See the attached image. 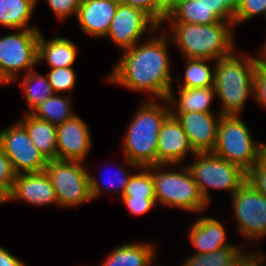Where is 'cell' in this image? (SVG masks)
I'll return each mask as SVG.
<instances>
[{
    "instance_id": "36",
    "label": "cell",
    "mask_w": 266,
    "mask_h": 266,
    "mask_svg": "<svg viewBox=\"0 0 266 266\" xmlns=\"http://www.w3.org/2000/svg\"><path fill=\"white\" fill-rule=\"evenodd\" d=\"M128 211L133 215H141L154 208L156 198L121 197Z\"/></svg>"
},
{
    "instance_id": "42",
    "label": "cell",
    "mask_w": 266,
    "mask_h": 266,
    "mask_svg": "<svg viewBox=\"0 0 266 266\" xmlns=\"http://www.w3.org/2000/svg\"><path fill=\"white\" fill-rule=\"evenodd\" d=\"M243 249L225 266H245L255 255L256 252H250L248 254H242Z\"/></svg>"
},
{
    "instance_id": "43",
    "label": "cell",
    "mask_w": 266,
    "mask_h": 266,
    "mask_svg": "<svg viewBox=\"0 0 266 266\" xmlns=\"http://www.w3.org/2000/svg\"><path fill=\"white\" fill-rule=\"evenodd\" d=\"M262 254H258L256 252V255L245 265V266H266V265H260L265 261V257Z\"/></svg>"
},
{
    "instance_id": "6",
    "label": "cell",
    "mask_w": 266,
    "mask_h": 266,
    "mask_svg": "<svg viewBox=\"0 0 266 266\" xmlns=\"http://www.w3.org/2000/svg\"><path fill=\"white\" fill-rule=\"evenodd\" d=\"M265 149L266 143L253 141L248 127L239 115L221 116L213 154L248 172Z\"/></svg>"
},
{
    "instance_id": "28",
    "label": "cell",
    "mask_w": 266,
    "mask_h": 266,
    "mask_svg": "<svg viewBox=\"0 0 266 266\" xmlns=\"http://www.w3.org/2000/svg\"><path fill=\"white\" fill-rule=\"evenodd\" d=\"M139 173H134L129 178L128 184L122 197L155 198L154 180L151 166L140 167Z\"/></svg>"
},
{
    "instance_id": "22",
    "label": "cell",
    "mask_w": 266,
    "mask_h": 266,
    "mask_svg": "<svg viewBox=\"0 0 266 266\" xmlns=\"http://www.w3.org/2000/svg\"><path fill=\"white\" fill-rule=\"evenodd\" d=\"M154 248L149 243L123 244L112 250L100 266H151L156 255Z\"/></svg>"
},
{
    "instance_id": "7",
    "label": "cell",
    "mask_w": 266,
    "mask_h": 266,
    "mask_svg": "<svg viewBox=\"0 0 266 266\" xmlns=\"http://www.w3.org/2000/svg\"><path fill=\"white\" fill-rule=\"evenodd\" d=\"M164 166L169 165H151L156 203L189 212H203L208 204L188 166L180 168L181 171H167Z\"/></svg>"
},
{
    "instance_id": "33",
    "label": "cell",
    "mask_w": 266,
    "mask_h": 266,
    "mask_svg": "<svg viewBox=\"0 0 266 266\" xmlns=\"http://www.w3.org/2000/svg\"><path fill=\"white\" fill-rule=\"evenodd\" d=\"M246 181L266 197V149L256 164L247 172Z\"/></svg>"
},
{
    "instance_id": "46",
    "label": "cell",
    "mask_w": 266,
    "mask_h": 266,
    "mask_svg": "<svg viewBox=\"0 0 266 266\" xmlns=\"http://www.w3.org/2000/svg\"><path fill=\"white\" fill-rule=\"evenodd\" d=\"M182 0H164V5L167 10H169L173 5Z\"/></svg>"
},
{
    "instance_id": "39",
    "label": "cell",
    "mask_w": 266,
    "mask_h": 266,
    "mask_svg": "<svg viewBox=\"0 0 266 266\" xmlns=\"http://www.w3.org/2000/svg\"><path fill=\"white\" fill-rule=\"evenodd\" d=\"M210 12L222 22H233V17L224 9L216 8V0H200Z\"/></svg>"
},
{
    "instance_id": "29",
    "label": "cell",
    "mask_w": 266,
    "mask_h": 266,
    "mask_svg": "<svg viewBox=\"0 0 266 266\" xmlns=\"http://www.w3.org/2000/svg\"><path fill=\"white\" fill-rule=\"evenodd\" d=\"M242 248L231 246L224 247L206 254H194L188 257L183 266H225L232 260Z\"/></svg>"
},
{
    "instance_id": "11",
    "label": "cell",
    "mask_w": 266,
    "mask_h": 266,
    "mask_svg": "<svg viewBox=\"0 0 266 266\" xmlns=\"http://www.w3.org/2000/svg\"><path fill=\"white\" fill-rule=\"evenodd\" d=\"M233 201V202H232ZM234 216L240 234L255 241L266 235V197L247 181L232 195Z\"/></svg>"
},
{
    "instance_id": "32",
    "label": "cell",
    "mask_w": 266,
    "mask_h": 266,
    "mask_svg": "<svg viewBox=\"0 0 266 266\" xmlns=\"http://www.w3.org/2000/svg\"><path fill=\"white\" fill-rule=\"evenodd\" d=\"M262 13L266 16V0H241L240 6L233 17L234 25L248 21Z\"/></svg>"
},
{
    "instance_id": "37",
    "label": "cell",
    "mask_w": 266,
    "mask_h": 266,
    "mask_svg": "<svg viewBox=\"0 0 266 266\" xmlns=\"http://www.w3.org/2000/svg\"><path fill=\"white\" fill-rule=\"evenodd\" d=\"M253 96L259 105L266 108V71L259 65L256 67L254 75Z\"/></svg>"
},
{
    "instance_id": "23",
    "label": "cell",
    "mask_w": 266,
    "mask_h": 266,
    "mask_svg": "<svg viewBox=\"0 0 266 266\" xmlns=\"http://www.w3.org/2000/svg\"><path fill=\"white\" fill-rule=\"evenodd\" d=\"M189 24H215L219 20L200 0H182L173 5L164 22Z\"/></svg>"
},
{
    "instance_id": "34",
    "label": "cell",
    "mask_w": 266,
    "mask_h": 266,
    "mask_svg": "<svg viewBox=\"0 0 266 266\" xmlns=\"http://www.w3.org/2000/svg\"><path fill=\"white\" fill-rule=\"evenodd\" d=\"M16 172L12 166L10 159L4 153L3 149L0 146V184L10 192L14 180L16 179Z\"/></svg>"
},
{
    "instance_id": "31",
    "label": "cell",
    "mask_w": 266,
    "mask_h": 266,
    "mask_svg": "<svg viewBox=\"0 0 266 266\" xmlns=\"http://www.w3.org/2000/svg\"><path fill=\"white\" fill-rule=\"evenodd\" d=\"M125 4L145 11L160 27L168 14L164 0H125Z\"/></svg>"
},
{
    "instance_id": "48",
    "label": "cell",
    "mask_w": 266,
    "mask_h": 266,
    "mask_svg": "<svg viewBox=\"0 0 266 266\" xmlns=\"http://www.w3.org/2000/svg\"><path fill=\"white\" fill-rule=\"evenodd\" d=\"M2 84H6V82L0 76V85H2Z\"/></svg>"
},
{
    "instance_id": "45",
    "label": "cell",
    "mask_w": 266,
    "mask_h": 266,
    "mask_svg": "<svg viewBox=\"0 0 266 266\" xmlns=\"http://www.w3.org/2000/svg\"><path fill=\"white\" fill-rule=\"evenodd\" d=\"M9 201V192L0 184V204Z\"/></svg>"
},
{
    "instance_id": "17",
    "label": "cell",
    "mask_w": 266,
    "mask_h": 266,
    "mask_svg": "<svg viewBox=\"0 0 266 266\" xmlns=\"http://www.w3.org/2000/svg\"><path fill=\"white\" fill-rule=\"evenodd\" d=\"M117 7L110 0H82L76 14L81 30L87 35L105 37Z\"/></svg>"
},
{
    "instance_id": "27",
    "label": "cell",
    "mask_w": 266,
    "mask_h": 266,
    "mask_svg": "<svg viewBox=\"0 0 266 266\" xmlns=\"http://www.w3.org/2000/svg\"><path fill=\"white\" fill-rule=\"evenodd\" d=\"M186 69L184 73V88H198L214 86V67L211 68L206 64L209 59L185 58Z\"/></svg>"
},
{
    "instance_id": "41",
    "label": "cell",
    "mask_w": 266,
    "mask_h": 266,
    "mask_svg": "<svg viewBox=\"0 0 266 266\" xmlns=\"http://www.w3.org/2000/svg\"><path fill=\"white\" fill-rule=\"evenodd\" d=\"M241 0H216V8H224L232 17L240 6Z\"/></svg>"
},
{
    "instance_id": "8",
    "label": "cell",
    "mask_w": 266,
    "mask_h": 266,
    "mask_svg": "<svg viewBox=\"0 0 266 266\" xmlns=\"http://www.w3.org/2000/svg\"><path fill=\"white\" fill-rule=\"evenodd\" d=\"M193 156L195 161L187 166L207 204L210 202L208 188L227 190L232 196L247 180V172L240 166L212 152Z\"/></svg>"
},
{
    "instance_id": "19",
    "label": "cell",
    "mask_w": 266,
    "mask_h": 266,
    "mask_svg": "<svg viewBox=\"0 0 266 266\" xmlns=\"http://www.w3.org/2000/svg\"><path fill=\"white\" fill-rule=\"evenodd\" d=\"M77 45L64 37H56L47 41L42 33L38 39L37 61L47 62L50 68L72 67L77 59Z\"/></svg>"
},
{
    "instance_id": "26",
    "label": "cell",
    "mask_w": 266,
    "mask_h": 266,
    "mask_svg": "<svg viewBox=\"0 0 266 266\" xmlns=\"http://www.w3.org/2000/svg\"><path fill=\"white\" fill-rule=\"evenodd\" d=\"M34 69L27 72L21 83L30 113L36 106L42 103L48 97L54 95L52 86L49 83L47 75L42 76L36 73Z\"/></svg>"
},
{
    "instance_id": "24",
    "label": "cell",
    "mask_w": 266,
    "mask_h": 266,
    "mask_svg": "<svg viewBox=\"0 0 266 266\" xmlns=\"http://www.w3.org/2000/svg\"><path fill=\"white\" fill-rule=\"evenodd\" d=\"M38 0H0V25L15 29H37L29 26Z\"/></svg>"
},
{
    "instance_id": "25",
    "label": "cell",
    "mask_w": 266,
    "mask_h": 266,
    "mask_svg": "<svg viewBox=\"0 0 266 266\" xmlns=\"http://www.w3.org/2000/svg\"><path fill=\"white\" fill-rule=\"evenodd\" d=\"M70 105L71 101L68 96L54 94L36 106L30 113L39 119L58 126L75 115L70 110Z\"/></svg>"
},
{
    "instance_id": "18",
    "label": "cell",
    "mask_w": 266,
    "mask_h": 266,
    "mask_svg": "<svg viewBox=\"0 0 266 266\" xmlns=\"http://www.w3.org/2000/svg\"><path fill=\"white\" fill-rule=\"evenodd\" d=\"M189 230V240L198 251L196 254L214 252L224 247L234 246L225 240L226 231L220 221L212 217H201L193 222Z\"/></svg>"
},
{
    "instance_id": "4",
    "label": "cell",
    "mask_w": 266,
    "mask_h": 266,
    "mask_svg": "<svg viewBox=\"0 0 266 266\" xmlns=\"http://www.w3.org/2000/svg\"><path fill=\"white\" fill-rule=\"evenodd\" d=\"M235 53L216 60L214 64V88L221 100V115H239L247 98L253 95L258 59Z\"/></svg>"
},
{
    "instance_id": "12",
    "label": "cell",
    "mask_w": 266,
    "mask_h": 266,
    "mask_svg": "<svg viewBox=\"0 0 266 266\" xmlns=\"http://www.w3.org/2000/svg\"><path fill=\"white\" fill-rule=\"evenodd\" d=\"M147 29L152 36L160 26L145 11L121 4L105 37H110L117 46L126 50L138 43Z\"/></svg>"
},
{
    "instance_id": "3",
    "label": "cell",
    "mask_w": 266,
    "mask_h": 266,
    "mask_svg": "<svg viewBox=\"0 0 266 266\" xmlns=\"http://www.w3.org/2000/svg\"><path fill=\"white\" fill-rule=\"evenodd\" d=\"M170 25L172 34L169 38L174 41L184 58L209 59L214 62L235 51L232 31L234 22Z\"/></svg>"
},
{
    "instance_id": "1",
    "label": "cell",
    "mask_w": 266,
    "mask_h": 266,
    "mask_svg": "<svg viewBox=\"0 0 266 266\" xmlns=\"http://www.w3.org/2000/svg\"><path fill=\"white\" fill-rule=\"evenodd\" d=\"M147 35L143 45L136 43L122 51L123 55L107 78L131 91H145L164 100L173 87L167 49L170 38L167 34L159 37Z\"/></svg>"
},
{
    "instance_id": "13",
    "label": "cell",
    "mask_w": 266,
    "mask_h": 266,
    "mask_svg": "<svg viewBox=\"0 0 266 266\" xmlns=\"http://www.w3.org/2000/svg\"><path fill=\"white\" fill-rule=\"evenodd\" d=\"M213 112L171 113L181 124L196 153L212 152L217 142L221 114ZM216 116V117H215Z\"/></svg>"
},
{
    "instance_id": "30",
    "label": "cell",
    "mask_w": 266,
    "mask_h": 266,
    "mask_svg": "<svg viewBox=\"0 0 266 266\" xmlns=\"http://www.w3.org/2000/svg\"><path fill=\"white\" fill-rule=\"evenodd\" d=\"M47 78L54 93H61L62 91L73 93L72 89L76 85V74L73 67L51 68Z\"/></svg>"
},
{
    "instance_id": "16",
    "label": "cell",
    "mask_w": 266,
    "mask_h": 266,
    "mask_svg": "<svg viewBox=\"0 0 266 266\" xmlns=\"http://www.w3.org/2000/svg\"><path fill=\"white\" fill-rule=\"evenodd\" d=\"M23 200L36 206L57 204L55 190L46 171L16 175L9 201Z\"/></svg>"
},
{
    "instance_id": "5",
    "label": "cell",
    "mask_w": 266,
    "mask_h": 266,
    "mask_svg": "<svg viewBox=\"0 0 266 266\" xmlns=\"http://www.w3.org/2000/svg\"><path fill=\"white\" fill-rule=\"evenodd\" d=\"M84 162L53 159L45 171L55 190L58 206L73 207L91 202L102 193L101 184L88 173Z\"/></svg>"
},
{
    "instance_id": "14",
    "label": "cell",
    "mask_w": 266,
    "mask_h": 266,
    "mask_svg": "<svg viewBox=\"0 0 266 266\" xmlns=\"http://www.w3.org/2000/svg\"><path fill=\"white\" fill-rule=\"evenodd\" d=\"M57 159L83 162L91 144V133L84 120L74 115L57 126Z\"/></svg>"
},
{
    "instance_id": "20",
    "label": "cell",
    "mask_w": 266,
    "mask_h": 266,
    "mask_svg": "<svg viewBox=\"0 0 266 266\" xmlns=\"http://www.w3.org/2000/svg\"><path fill=\"white\" fill-rule=\"evenodd\" d=\"M19 122L27 130L32 143L48 161L57 159V126L28 112Z\"/></svg>"
},
{
    "instance_id": "2",
    "label": "cell",
    "mask_w": 266,
    "mask_h": 266,
    "mask_svg": "<svg viewBox=\"0 0 266 266\" xmlns=\"http://www.w3.org/2000/svg\"><path fill=\"white\" fill-rule=\"evenodd\" d=\"M146 101L129 122L122 141L126 162L133 168L157 165L158 135L162 124L171 115L166 99L163 100L165 106L158 104L155 98Z\"/></svg>"
},
{
    "instance_id": "10",
    "label": "cell",
    "mask_w": 266,
    "mask_h": 266,
    "mask_svg": "<svg viewBox=\"0 0 266 266\" xmlns=\"http://www.w3.org/2000/svg\"><path fill=\"white\" fill-rule=\"evenodd\" d=\"M0 146L17 175L45 171L48 160L32 143L27 130L19 121L0 131Z\"/></svg>"
},
{
    "instance_id": "44",
    "label": "cell",
    "mask_w": 266,
    "mask_h": 266,
    "mask_svg": "<svg viewBox=\"0 0 266 266\" xmlns=\"http://www.w3.org/2000/svg\"><path fill=\"white\" fill-rule=\"evenodd\" d=\"M258 59V64L259 66L266 71V44H264L263 48L261 49L260 52V58Z\"/></svg>"
},
{
    "instance_id": "9",
    "label": "cell",
    "mask_w": 266,
    "mask_h": 266,
    "mask_svg": "<svg viewBox=\"0 0 266 266\" xmlns=\"http://www.w3.org/2000/svg\"><path fill=\"white\" fill-rule=\"evenodd\" d=\"M39 36V29H17L0 38V76L6 84L16 81L19 71L35 69Z\"/></svg>"
},
{
    "instance_id": "47",
    "label": "cell",
    "mask_w": 266,
    "mask_h": 266,
    "mask_svg": "<svg viewBox=\"0 0 266 266\" xmlns=\"http://www.w3.org/2000/svg\"><path fill=\"white\" fill-rule=\"evenodd\" d=\"M113 3H116L117 5L125 4V0H110Z\"/></svg>"
},
{
    "instance_id": "15",
    "label": "cell",
    "mask_w": 266,
    "mask_h": 266,
    "mask_svg": "<svg viewBox=\"0 0 266 266\" xmlns=\"http://www.w3.org/2000/svg\"><path fill=\"white\" fill-rule=\"evenodd\" d=\"M193 150L190 141L178 120L170 115L162 124L157 145V165H179Z\"/></svg>"
},
{
    "instance_id": "35",
    "label": "cell",
    "mask_w": 266,
    "mask_h": 266,
    "mask_svg": "<svg viewBox=\"0 0 266 266\" xmlns=\"http://www.w3.org/2000/svg\"><path fill=\"white\" fill-rule=\"evenodd\" d=\"M82 0H47L52 11L58 19H66L72 14H77Z\"/></svg>"
},
{
    "instance_id": "21",
    "label": "cell",
    "mask_w": 266,
    "mask_h": 266,
    "mask_svg": "<svg viewBox=\"0 0 266 266\" xmlns=\"http://www.w3.org/2000/svg\"><path fill=\"white\" fill-rule=\"evenodd\" d=\"M173 93V88H171L166 98L169 106L171 105L170 113L212 112L210 110V104L216 95V89L214 86L198 88L181 87L178 92V101ZM172 105L177 107L175 109L177 112L173 110Z\"/></svg>"
},
{
    "instance_id": "38",
    "label": "cell",
    "mask_w": 266,
    "mask_h": 266,
    "mask_svg": "<svg viewBox=\"0 0 266 266\" xmlns=\"http://www.w3.org/2000/svg\"><path fill=\"white\" fill-rule=\"evenodd\" d=\"M118 171H117V173L115 175H113V177H114V179L116 181L112 180V181H110V183L108 181L105 182V183L107 185L106 186L107 188H110V189H112L113 191H116V192L118 190V193L121 192L120 193V195H121L120 197H122V195L124 194V191L126 189V185L128 184L129 178L131 177L132 174L130 173V175H129L127 172L125 173L124 170L122 171L123 173L122 172L119 173L120 171L119 172Z\"/></svg>"
},
{
    "instance_id": "40",
    "label": "cell",
    "mask_w": 266,
    "mask_h": 266,
    "mask_svg": "<svg viewBox=\"0 0 266 266\" xmlns=\"http://www.w3.org/2000/svg\"><path fill=\"white\" fill-rule=\"evenodd\" d=\"M0 266H26L24 262L0 246Z\"/></svg>"
}]
</instances>
